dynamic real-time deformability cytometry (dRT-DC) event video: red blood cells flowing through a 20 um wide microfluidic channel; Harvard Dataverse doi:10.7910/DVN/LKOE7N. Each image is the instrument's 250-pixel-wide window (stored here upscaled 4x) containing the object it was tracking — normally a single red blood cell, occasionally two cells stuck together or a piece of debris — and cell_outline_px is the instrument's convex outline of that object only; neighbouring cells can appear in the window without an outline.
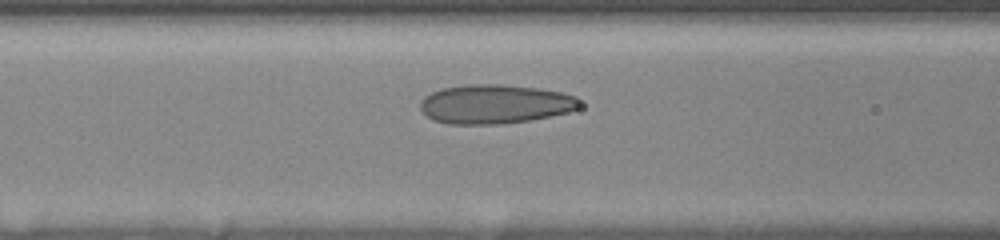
{"species": "human", "species_latin": "Homo sapiens", "temperature_condition": "room temperature", "stored_images_in_passage": 11, "camera_frame_rate_fps": 3000, "um_per_image_px": 0.085, "donor": {"sex": "female"}, "frame": {"image": 1, "passage_image": 10, "time_ms": 4.0, "image_size_px": [1000, 240], "cell_outline_px": [[580, 108], [568, 112], [528, 120], [500, 124], [448, 124], [432, 120], [420, 108], [420, 100], [424, 96], [440, 88], [464, 84], [500, 84], [540, 88], [560, 92], [576, 96], [580, 100]], "centroid_in_image_um": [42.05, 8.83], "position_along_channel_um": 124.6, "area_um2": 36.53}}